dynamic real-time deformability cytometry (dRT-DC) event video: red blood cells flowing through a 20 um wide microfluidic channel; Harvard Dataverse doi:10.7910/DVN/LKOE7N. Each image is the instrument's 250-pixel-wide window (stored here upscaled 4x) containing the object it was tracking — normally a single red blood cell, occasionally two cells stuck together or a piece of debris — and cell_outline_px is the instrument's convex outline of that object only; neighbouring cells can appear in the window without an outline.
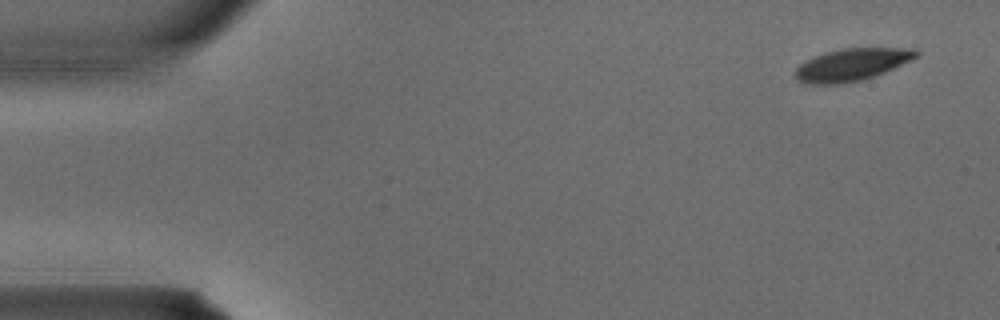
{"species": "common noctule bat (a hibernating species)", "species_latin": "Nyctalus noctula", "temperature_condition": "warm", "stored_images_in_passage": 3, "camera_frame_rate_fps": 3000, "um_per_image_px": 0.085, "animal": {"sex": "male", "body_mass_g": 15.6}, "frame": {"image": 1, "passage_image": 1, "time_ms": 0.0, "image_size_px": [1000, 320], "cell_outline_px": [[920, 56], [884, 72], [864, 80], [844, 84], [804, 84], [796, 80], [796, 68], [800, 64], [816, 56], [828, 52], [844, 48], [916, 48], [920, 52]], "centroid_in_image_um": [72.44, 5.51], "position_along_channel_um": 12.6, "area_um2": 22.77}}
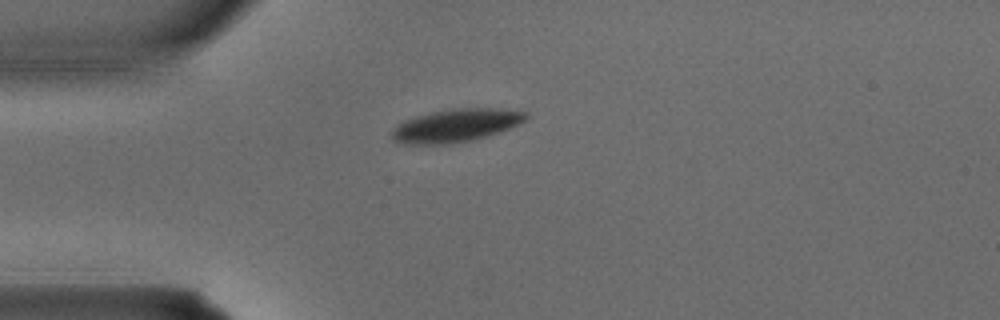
{"frame": {"image": 2, "passage_image": 3, "time_ms": 0.667, "image_size_px": [1000, 320], "cell_outline_px": [[528, 116], [524, 120], [508, 128], [488, 136], [448, 144], [404, 144], [392, 140], [392, 128], [404, 120], [416, 116], [432, 112], [452, 108], [492, 108], [528, 112]], "centroid_in_image_um": [38.7, 10.66], "position_along_channel_um": 46.3, "area_um2": 25.49}}